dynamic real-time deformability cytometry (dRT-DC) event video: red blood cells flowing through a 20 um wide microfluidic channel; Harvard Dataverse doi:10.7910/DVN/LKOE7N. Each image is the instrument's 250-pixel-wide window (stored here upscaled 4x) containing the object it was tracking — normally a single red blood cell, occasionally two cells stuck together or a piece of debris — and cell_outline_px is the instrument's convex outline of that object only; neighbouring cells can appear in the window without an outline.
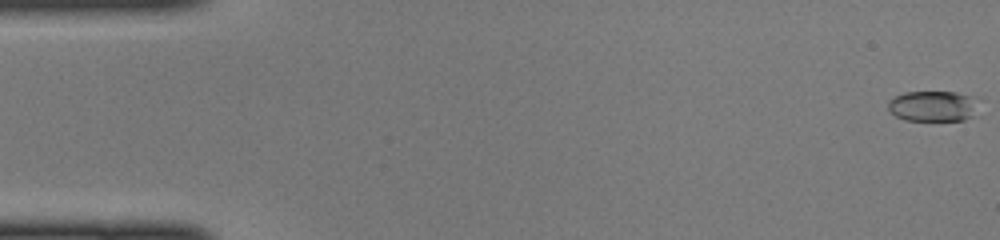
{"species": "common noctule bat (a hibernating species)", "species_latin": "Nyctalus noctula", "temperature_condition": "cold", "stored_images_in_passage": 47, "camera_frame_rate_fps": 3000, "um_per_image_px": 0.085, "animal": {"sex": "female", "body_mass_g": 22.0, "forearm_length_mm": 56.7}, "frame": {"image": 1, "passage_image": 1, "time_ms": 0.0, "image_size_px": [1000, 240], "cell_outline_px": [[972, 116], [964, 120], [904, 120], [896, 116], [888, 108], [888, 100], [904, 92], [956, 92], [968, 96], [972, 100]], "centroid_in_image_um": [79.17, 9.02], "position_along_channel_um": 5.8, "area_um2": 15.49}}
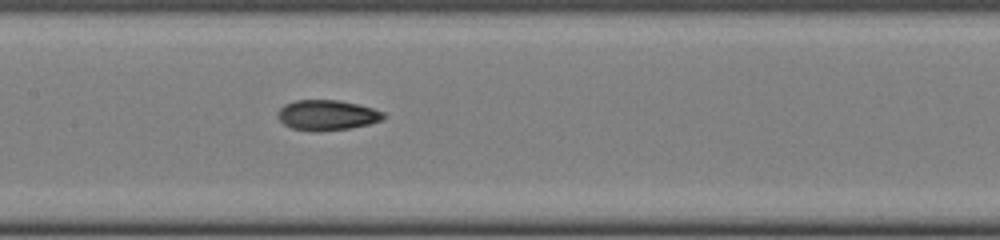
{"frame": {"image": 2, "passage_image": 23, "time_ms": 7.333, "image_size_px": [1000, 240], "cell_outline_px": [[388, 116], [384, 120], [368, 124], [348, 128], [320, 132], [316, 132], [292, 128], [284, 124], [276, 116], [276, 112], [284, 104], [296, 100], [336, 100], [356, 104], [372, 108], [384, 112]], "centroid_in_image_um": [27.79, 9.79], "position_along_channel_um": 179.6, "area_um2": 18.79}}
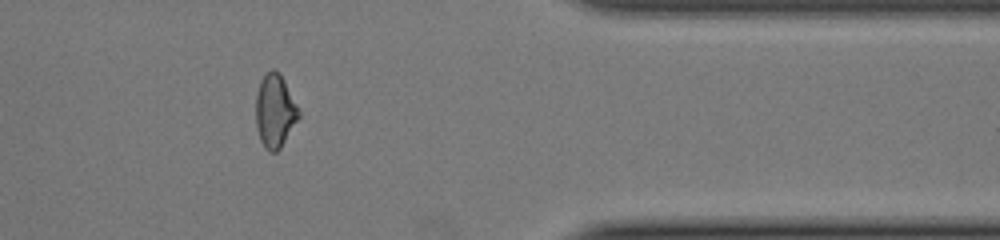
{"frame": {"image": 3, "passage_image": 39, "time_ms": 12.667, "image_size_px": [1000, 240], "cell_outline_px": [[300, 116], [280, 148], [276, 152], [268, 152], [264, 148], [260, 140], [256, 128], [256, 92], [260, 80], [272, 68], [284, 80], [300, 112]], "centroid_in_image_um": [23.34, 9.47], "position_along_channel_um": 388.1, "area_um2": 18.15}}